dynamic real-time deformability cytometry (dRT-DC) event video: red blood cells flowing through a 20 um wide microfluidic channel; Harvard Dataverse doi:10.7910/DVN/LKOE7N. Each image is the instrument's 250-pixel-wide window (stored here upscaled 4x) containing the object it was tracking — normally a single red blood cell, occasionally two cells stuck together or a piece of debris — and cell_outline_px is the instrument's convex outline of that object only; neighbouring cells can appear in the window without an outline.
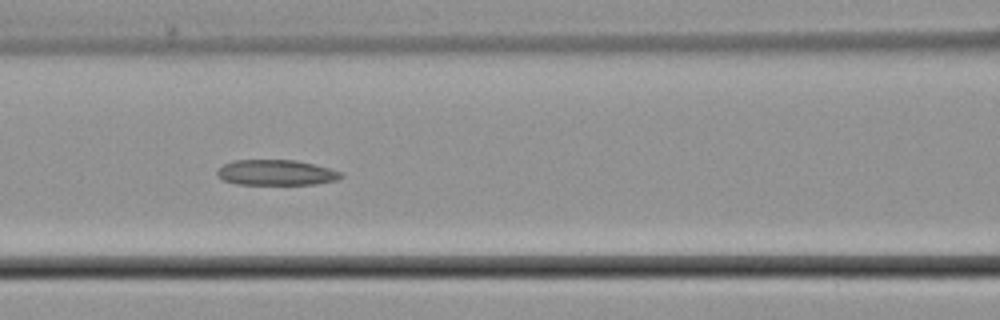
{"species": "common noctule bat (a hibernating species)", "species_latin": "Nyctalus noctula", "temperature_condition": "cold", "stored_images_in_passage": 9, "camera_frame_rate_fps": 3000, "um_per_image_px": 0.085, "animal": {"sex": "male", "body_mass_g": 21.5, "forearm_length_mm": 52.0}, "frame": {"image": 1, "passage_image": 6, "time_ms": 7.0, "image_size_px": [1000, 320], "cell_outline_px": [[344, 176], [336, 180], [316, 184], [236, 184], [224, 180], [216, 176], [216, 172], [224, 164], [236, 160], [296, 160], [328, 168], [340, 172]], "centroid_in_image_um": [23.45, 14.67], "position_along_channel_um": 143.2, "area_um2": 18.21}}
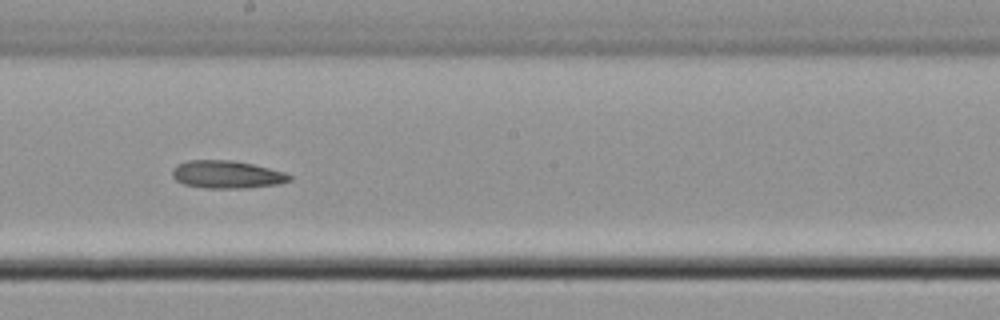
{"frame": {"image": 2, "passage_image": 8, "time_ms": 9.333, "image_size_px": [1000, 320], "cell_outline_px": [[292, 180], [280, 184], [248, 188], [204, 188], [184, 184], [176, 180], [172, 176], [172, 168], [176, 164], [188, 160], [232, 160], [252, 164], [284, 172], [292, 176]], "centroid_in_image_um": [19.27, 14.83], "position_along_channel_um": 228.9, "area_um2": 19.07}}
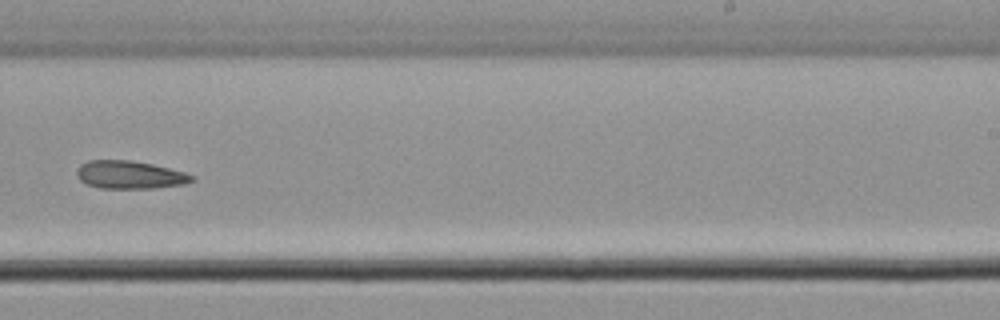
{"frame": {"image": 3, "passage_image": 9, "time_ms": 10.667, "image_size_px": [1000, 320], "cell_outline_px": [[196, 180], [184, 184], [152, 188], [100, 188], [88, 184], [80, 180], [76, 176], [76, 172], [80, 164], [88, 160], [128, 160], [152, 164], [184, 172], [192, 176]], "centroid_in_image_um": [11.0, 14.85], "position_along_channel_um": 278.0, "area_um2": 18.61}}